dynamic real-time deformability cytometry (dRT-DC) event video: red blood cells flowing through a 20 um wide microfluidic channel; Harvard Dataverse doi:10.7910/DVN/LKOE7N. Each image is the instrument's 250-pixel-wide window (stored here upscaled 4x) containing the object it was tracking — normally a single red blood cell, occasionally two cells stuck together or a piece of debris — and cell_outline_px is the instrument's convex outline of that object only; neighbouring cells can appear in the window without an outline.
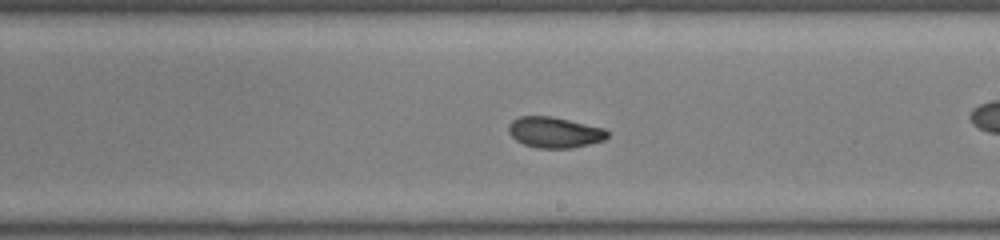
{"species": "common noctule bat (a hibernating species)", "species_latin": "Nyctalus noctula", "temperature_condition": "room temperature", "stored_images_in_passage": 37, "camera_frame_rate_fps": 3000, "um_per_image_px": 0.085, "animal": {"sex": "male", "body_mass_g": 19.0, "forearm_length_mm": 50.8}, "frame": {"image": 1, "passage_image": 27, "time_ms": 8.667, "image_size_px": [1000, 240], "cell_outline_px": [[608, 136], [604, 140], [572, 148], [536, 148], [524, 144], [516, 140], [508, 132], [508, 124], [512, 120], [520, 116], [552, 116], [604, 128], [608, 132]], "centroid_in_image_um": [47.11, 11.25], "position_along_channel_um": 241.9, "area_um2": 17.74}, "authors_computed_cell_mechanics": {"area_um2": 18.3804, "velocity_mm_per_s": 4.0165, "shape_relaxation_time_tau1_ms": 4.2739, "shape_relaxation_time_tau2_ms": 1.7784, "deformation_change_tau1": 0.1063, "deformation_change_tau2": 0.0596}}